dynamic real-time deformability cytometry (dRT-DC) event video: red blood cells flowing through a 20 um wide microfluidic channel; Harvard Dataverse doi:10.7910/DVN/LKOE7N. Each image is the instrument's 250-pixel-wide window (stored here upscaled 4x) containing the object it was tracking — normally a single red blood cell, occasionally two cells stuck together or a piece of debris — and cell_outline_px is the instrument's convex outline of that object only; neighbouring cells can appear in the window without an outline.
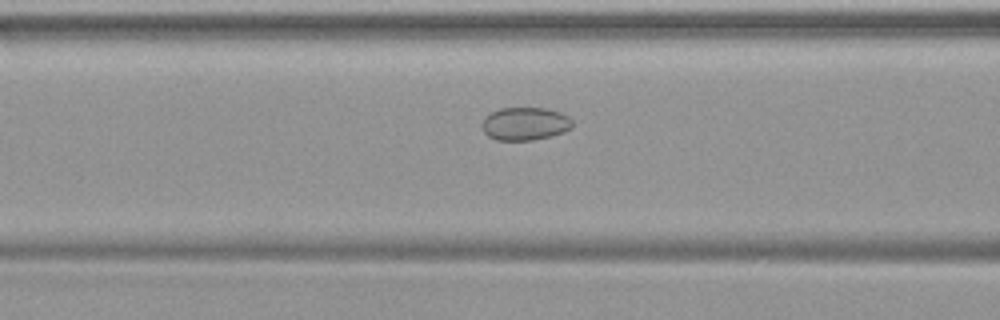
{"species": "common noctule bat (a hibernating species)", "species_latin": "Nyctalus noctula", "temperature_condition": "warm", "stored_images_in_passage": 49, "camera_frame_rate_fps": 3000, "um_per_image_px": 0.085, "animal": {"sex": "female", "body_mass_g": 19.9}, "frame": {"image": 1, "passage_image": 20, "time_ms": 6.333, "image_size_px": [1000, 320], "cell_outline_px": [[572, 128], [564, 132], [552, 136], [532, 140], [496, 140], [488, 136], [484, 132], [480, 124], [484, 116], [500, 108], [548, 108], [560, 112], [568, 116], [572, 120]], "centroid_in_image_um": [44.62, 10.52], "position_along_channel_um": 122.0, "area_um2": 17.63}}
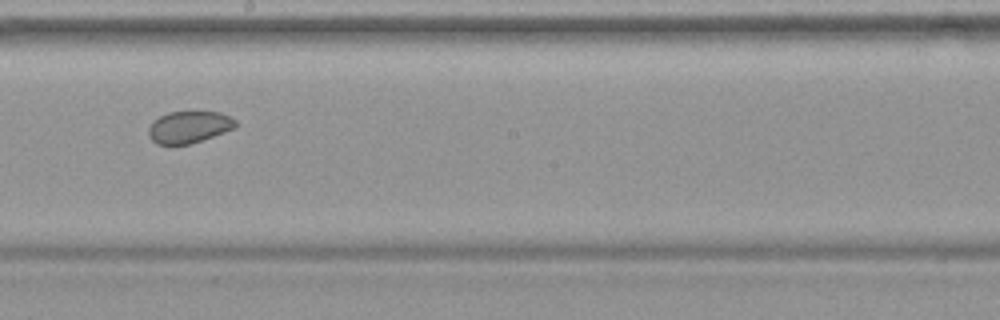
{"frame": {"image": 2, "passage_image": 28, "time_ms": 9.0, "image_size_px": [1000, 320], "cell_outline_px": [[236, 128], [188, 144], [156, 144], [148, 136], [148, 128], [152, 120], [168, 112], [220, 112], [236, 120]], "centroid_in_image_um": [16.03, 10.79], "position_along_channel_um": 232.2, "area_um2": 16.07}}
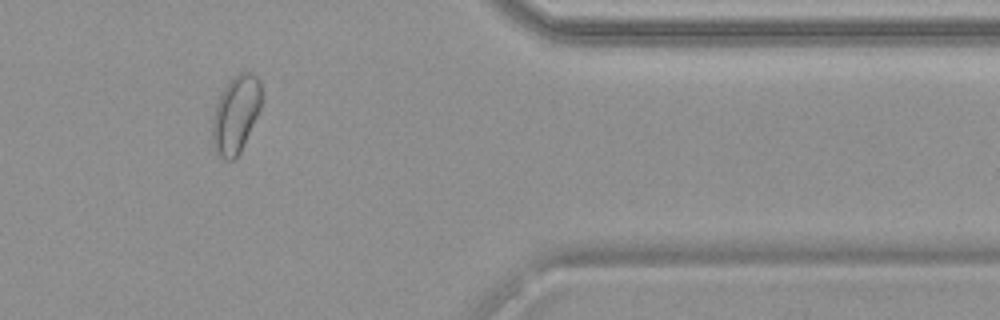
{"frame": {"image": 3, "passage_image": 41, "time_ms": 13.333, "image_size_px": [1000, 320], "cell_outline_px": [[260, 108], [240, 152], [232, 160], [224, 160], [212, 148], [212, 116], [220, 92], [232, 76], [240, 72], [252, 72], [260, 80]], "centroid_in_image_um": [20.0, 9.7], "position_along_channel_um": 391.4, "area_um2": 22.2}}